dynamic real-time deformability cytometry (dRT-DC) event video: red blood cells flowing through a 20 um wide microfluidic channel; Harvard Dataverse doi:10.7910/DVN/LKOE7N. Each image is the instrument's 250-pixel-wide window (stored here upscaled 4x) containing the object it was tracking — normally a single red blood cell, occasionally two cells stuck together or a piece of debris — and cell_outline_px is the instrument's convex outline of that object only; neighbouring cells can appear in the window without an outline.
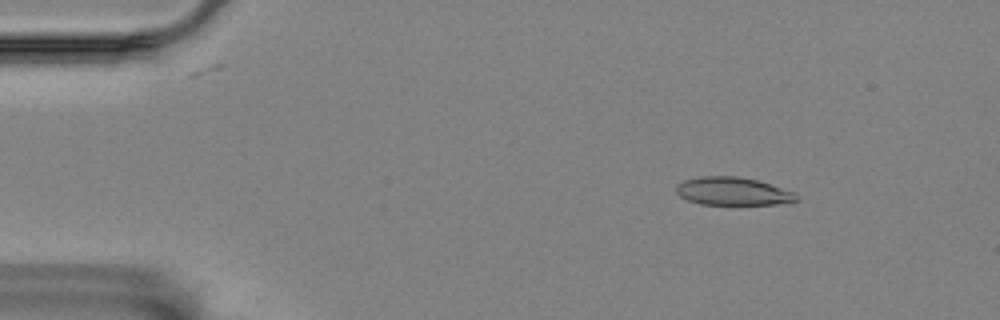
{"species": "Egyptian fruit bat (a non-hibernating species)", "species_latin": "Rousettus aegyptiacus", "temperature_condition": "room temperature", "stored_images_in_passage": 5, "camera_frame_rate_fps": 3000, "um_per_image_px": 0.085, "animal": {"sex": "female"}, "frame": {"image": 1, "passage_image": 3, "time_ms": 0.667, "image_size_px": [1000, 320], "cell_outline_px": [[800, 200], [776, 204], [700, 204], [688, 200], [680, 196], [676, 192], [676, 184], [684, 180], [700, 176], [736, 176], [756, 180], [796, 192], [800, 196]], "centroid_in_image_um": [62.3, 16.26], "position_along_channel_um": 22.7, "area_um2": 19.65}}